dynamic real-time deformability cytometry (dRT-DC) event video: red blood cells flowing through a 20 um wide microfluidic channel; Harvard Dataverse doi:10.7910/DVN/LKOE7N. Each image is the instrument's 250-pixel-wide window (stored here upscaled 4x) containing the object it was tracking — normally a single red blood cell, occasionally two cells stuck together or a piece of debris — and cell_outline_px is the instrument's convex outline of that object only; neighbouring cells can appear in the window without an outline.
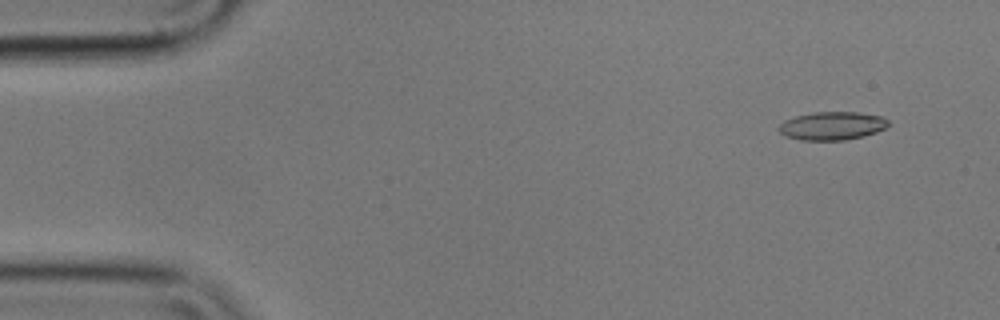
{"species": "common noctule bat (a hibernating species)", "species_latin": "Nyctalus noctula", "temperature_condition": "cold", "stored_images_in_passage": 3, "camera_frame_rate_fps": 3000, "um_per_image_px": 0.085, "animal": {"sex": "male", "body_mass_g": 17.9}, "frame": {"image": 1, "passage_image": 1, "time_ms": 0.0, "image_size_px": [1000, 320], "cell_outline_px": [[888, 128], [864, 136], [844, 140], [800, 140], [784, 136], [776, 128], [784, 120], [796, 116], [812, 112], [860, 112], [884, 116], [888, 120]], "centroid_in_image_um": [70.74, 10.69], "position_along_channel_um": 14.3, "area_um2": 18.32}}